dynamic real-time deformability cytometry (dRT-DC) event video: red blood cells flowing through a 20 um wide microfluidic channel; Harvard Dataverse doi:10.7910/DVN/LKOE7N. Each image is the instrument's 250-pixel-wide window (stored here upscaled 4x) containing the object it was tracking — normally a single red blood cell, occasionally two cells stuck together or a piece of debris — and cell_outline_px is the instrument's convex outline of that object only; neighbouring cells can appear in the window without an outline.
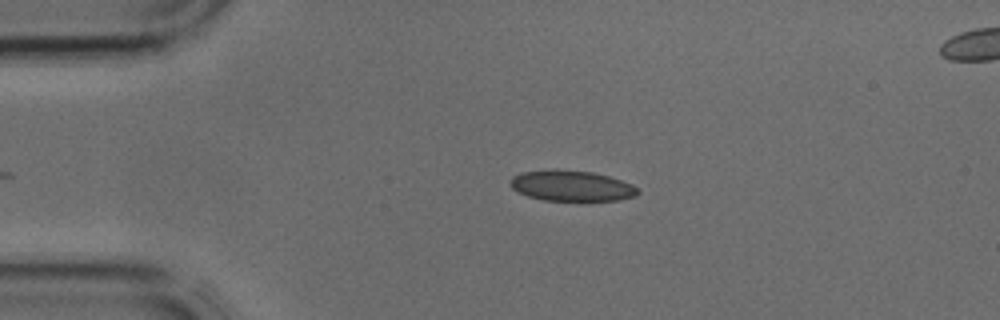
{"species": "common noctule bat (a hibernating species)", "species_latin": "Nyctalus noctula", "temperature_condition": "cold", "stored_images_in_passage": 2, "camera_frame_rate_fps": 3000, "um_per_image_px": 0.085, "animal": {"sex": "male", "body_mass_g": 17.9, "forearm_length_mm": 54.2}, "frame": {"image": 1, "passage_image": 2, "time_ms": 0.333, "image_size_px": [1000, 320], "cell_outline_px": [[640, 192], [636, 196], [616, 200], [544, 200], [528, 196], [512, 188], [512, 176], [520, 172], [556, 168], [592, 172], [608, 176], [632, 184]], "centroid_in_image_um": [48.57, 15.77], "position_along_channel_um": 36.4, "area_um2": 22.66}}